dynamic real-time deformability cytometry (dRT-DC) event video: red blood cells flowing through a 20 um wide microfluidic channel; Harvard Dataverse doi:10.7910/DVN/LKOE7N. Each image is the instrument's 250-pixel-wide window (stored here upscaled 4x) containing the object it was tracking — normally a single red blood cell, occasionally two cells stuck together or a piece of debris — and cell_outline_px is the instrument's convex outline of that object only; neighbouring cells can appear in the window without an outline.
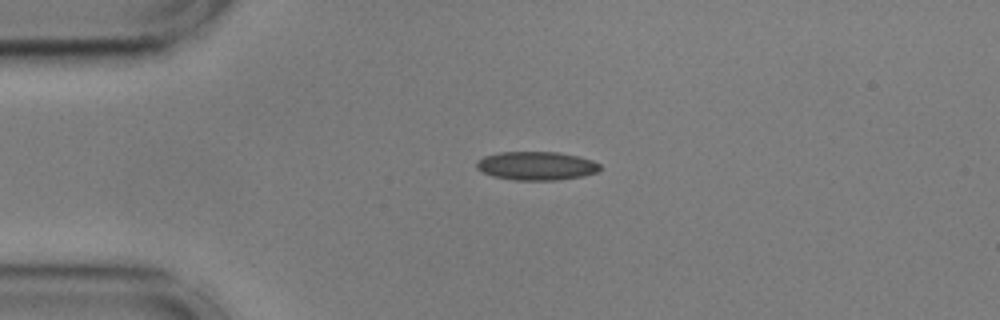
{"species": "common noctule bat (a hibernating species)", "species_latin": "Nyctalus noctula", "temperature_condition": "cold", "stored_images_in_passage": 37, "camera_frame_rate_fps": 3000, "um_per_image_px": 0.085, "animal": {"sex": "male", "body_mass_g": 17.9, "forearm_length_mm": 54.2}, "frame": {"image": 1, "passage_image": 1, "time_ms": 0.0, "image_size_px": [1000, 320], "cell_outline_px": [[600, 168], [596, 172], [584, 176], [556, 180], [512, 180], [492, 176], [476, 168], [476, 160], [484, 156], [500, 152], [560, 152], [592, 160], [600, 164]], "centroid_in_image_um": [45.57, 14.1], "position_along_channel_um": 39.4, "area_um2": 20.58}}
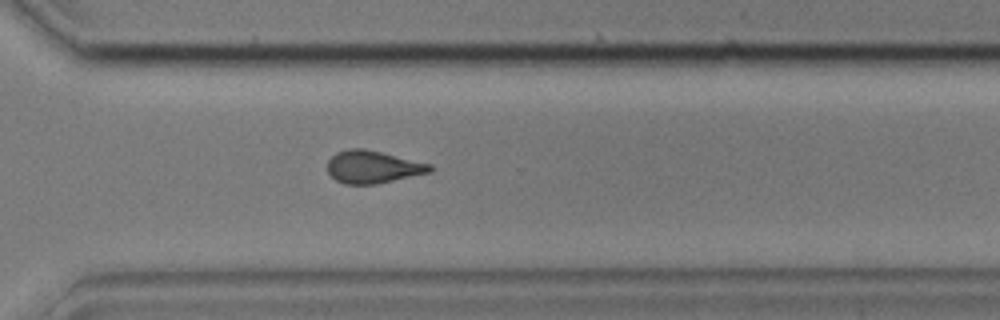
{"frame": {"image": 2, "passage_image": 28, "time_ms": 9.0, "image_size_px": [1000, 320], "cell_outline_px": [[432, 172], [376, 184], [344, 184], [336, 180], [328, 172], [328, 160], [336, 152], [348, 148], [364, 148], [432, 164]], "centroid_in_image_um": [31.69, 14.18], "position_along_channel_um": 338.9, "area_um2": 19.48}}
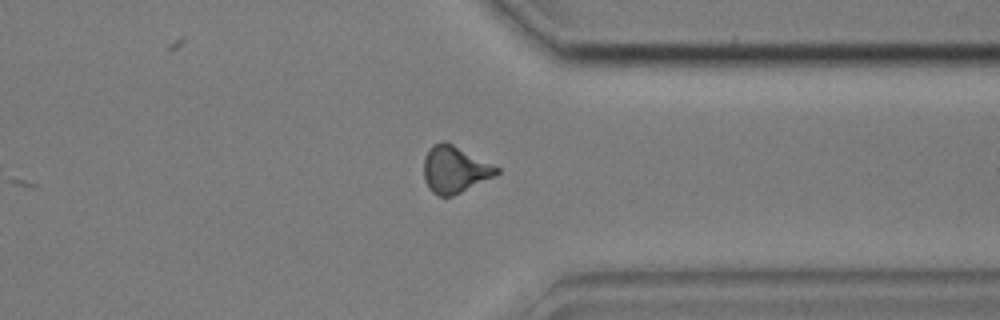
{"frame": {"image": 3, "passage_image": 31, "time_ms": 10.0, "image_size_px": [1000, 320], "cell_outline_px": [[500, 172], [496, 176], [452, 196], [440, 196], [432, 192], [428, 188], [424, 180], [424, 156], [428, 148], [432, 144], [444, 140], [500, 168]], "centroid_in_image_um": [38.63, 14.4], "position_along_channel_um": 372.8, "area_um2": 19.94}, "authors_computed_cell_mechanics": {"area_um2": 20.1144, "velocity_mm_per_s": 3.6163, "shape_relaxation_time_tau1_ms": null, "shape_relaxation_time_tau2_ms": 2.2192, "deformation_change_tau1": null, "deformation_change_tau2": 0.0938}}